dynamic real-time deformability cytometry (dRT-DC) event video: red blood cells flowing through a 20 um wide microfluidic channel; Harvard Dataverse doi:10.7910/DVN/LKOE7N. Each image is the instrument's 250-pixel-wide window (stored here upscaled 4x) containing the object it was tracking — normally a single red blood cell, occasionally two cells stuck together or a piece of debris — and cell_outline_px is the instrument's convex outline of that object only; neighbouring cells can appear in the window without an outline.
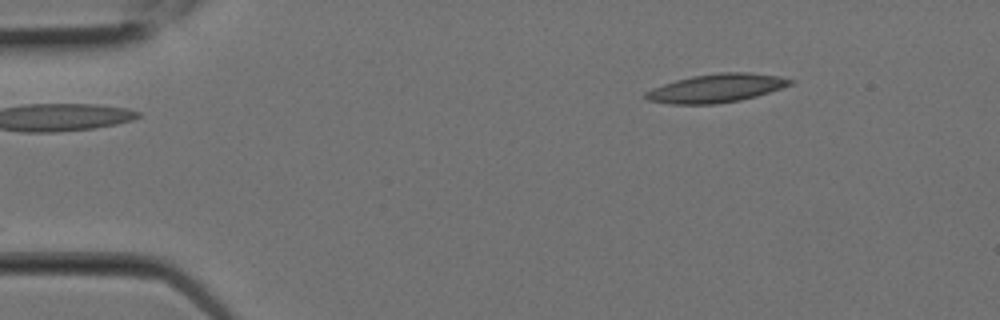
{"species": "Egyptian fruit bat (a non-hibernating species)", "species_latin": "Rousettus aegyptiacus", "temperature_condition": "room temperature", "stored_images_in_passage": 20, "camera_frame_rate_fps": 3000, "um_per_image_px": 0.085, "animal": {"sex": "female"}, "frame": {"image": 1, "passage_image": 3, "time_ms": 0.667, "image_size_px": [1000, 320], "cell_outline_px": [[796, 80], [792, 84], [756, 96], [740, 100], [716, 104], [672, 104], [648, 100], [644, 96], [644, 92], [652, 88], [676, 80], [692, 76], [720, 72], [748, 72], [780, 76]], "centroid_in_image_um": [60.9, 7.49], "position_along_channel_um": 24.1, "area_um2": 23.93}}
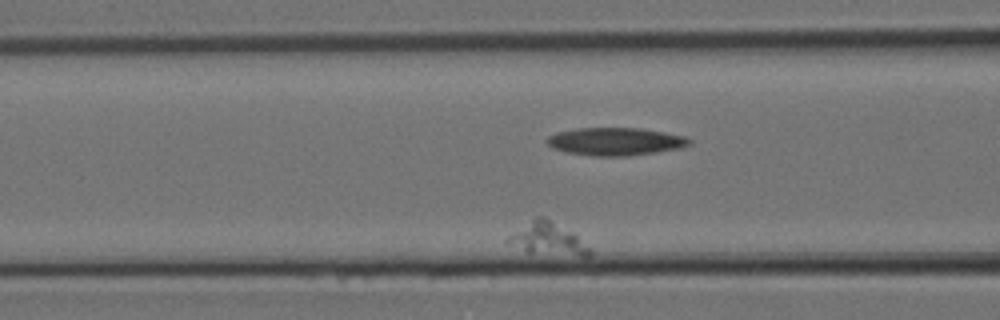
{"frame": {"image": 2, "passage_image": 8, "time_ms": 2.333, "image_size_px": [1000, 320], "cell_outline_px": [[592, 256], [580, 256], [528, 252], [504, 240], [508, 236], [536, 216], [544, 216], [572, 232], [592, 248]], "centroid_in_image_um": [46.61, 20.3], "position_along_channel_um": 120.0, "area_um2": 15.2}}
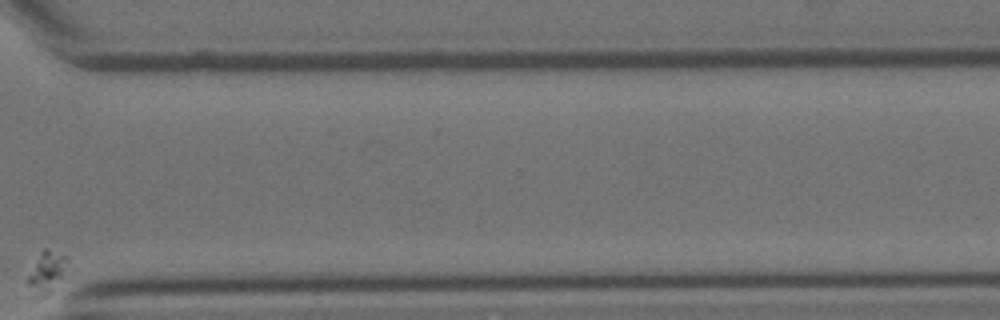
{"frame": {"image": 3, "passage_image": 20, "time_ms": 6.333, "image_size_px": [1000, 320], "cell_outline_px": [[76, 272], [52, 292], [44, 296], [32, 296], [24, 280], [40, 252], [44, 248], [48, 248], [64, 256], [76, 268]], "centroid_in_image_um": [4.12, 23.19], "position_along_channel_um": 366.5, "area_um2": 11.21}}